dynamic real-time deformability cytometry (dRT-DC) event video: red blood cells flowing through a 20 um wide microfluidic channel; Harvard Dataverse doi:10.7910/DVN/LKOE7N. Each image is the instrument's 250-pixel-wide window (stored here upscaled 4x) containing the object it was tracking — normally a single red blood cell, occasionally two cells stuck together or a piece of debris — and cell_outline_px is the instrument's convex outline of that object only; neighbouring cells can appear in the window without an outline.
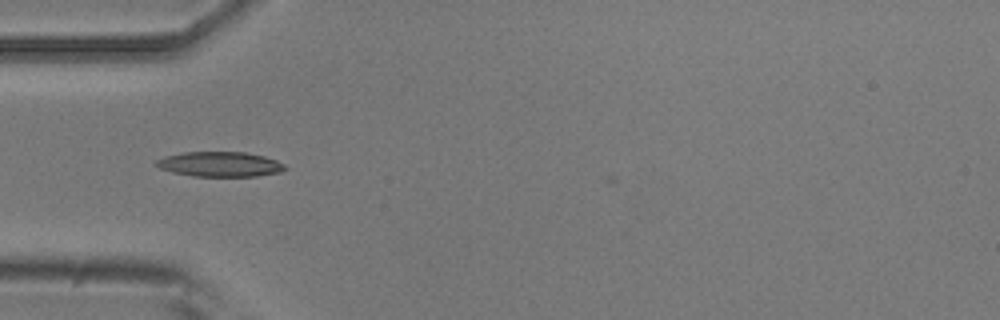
{"species": "common noctule bat (a hibernating species)", "species_latin": "Nyctalus noctula", "temperature_condition": "room temperature", "stored_images_in_passage": 3, "camera_frame_rate_fps": 3000, "um_per_image_px": 0.085, "animal": {"sex": "male", "body_mass_g": 20.5, "forearm_length_mm": 52.5}, "frame": {"image": 1, "passage_image": 3, "time_ms": 3.333, "image_size_px": [1000, 320], "cell_outline_px": [[288, 168], [280, 172], [256, 176], [192, 176], [172, 172], [160, 168], [152, 164], [156, 160], [164, 156], [184, 152], [244, 152], [264, 156], [276, 160], [284, 164]], "centroid_in_image_um": [18.67, 13.96], "position_along_channel_um": 66.3, "area_um2": 18.79}}